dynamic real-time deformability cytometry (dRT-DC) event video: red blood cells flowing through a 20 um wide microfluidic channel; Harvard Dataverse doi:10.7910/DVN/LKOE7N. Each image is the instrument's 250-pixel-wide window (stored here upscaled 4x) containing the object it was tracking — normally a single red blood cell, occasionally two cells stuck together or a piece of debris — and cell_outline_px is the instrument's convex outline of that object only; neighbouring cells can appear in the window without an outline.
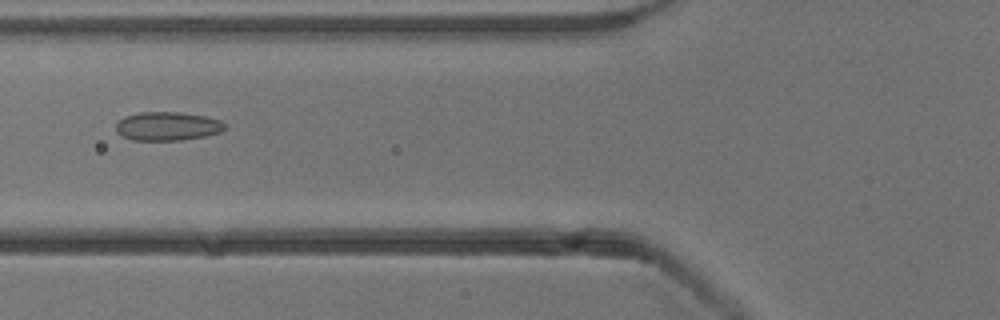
{"species": "common noctule bat (a hibernating species)", "species_latin": "Nyctalus noctula", "temperature_condition": "cold", "stored_images_in_passage": 54, "camera_frame_rate_fps": 3000, "um_per_image_px": 0.085, "animal": {"sex": "male", "body_mass_g": 13.3}, "frame": {"image": 1, "passage_image": 21, "time_ms": 6.667, "image_size_px": [1000, 320], "cell_outline_px": [[228, 128], [220, 132], [204, 136], [180, 140], [132, 140], [116, 132], [116, 124], [124, 116], [140, 112], [176, 112], [204, 116], [220, 120]], "centroid_in_image_um": [14.23, 10.72], "position_along_channel_um": 111.6, "area_um2": 18.09}}
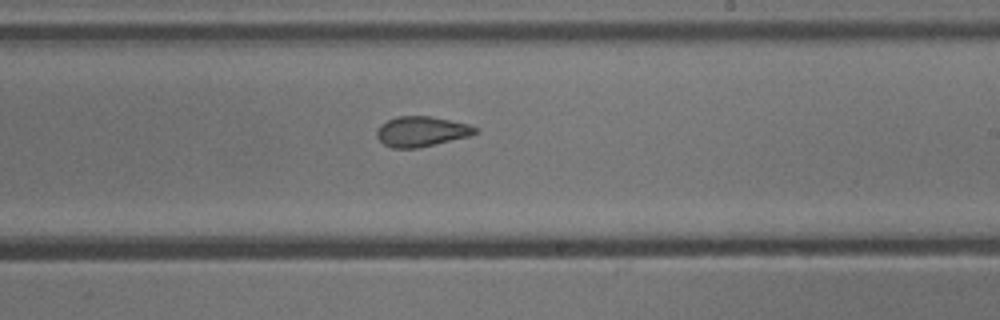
{"frame": {"image": 2, "passage_image": 32, "time_ms": 10.333, "image_size_px": [1000, 320], "cell_outline_px": [[480, 132], [468, 136], [416, 148], [392, 148], [384, 144], [376, 136], [376, 132], [380, 124], [396, 116], [432, 116], [468, 124], [480, 128]], "centroid_in_image_um": [35.83, 11.16], "position_along_channel_um": 253.2, "area_um2": 17.28}}
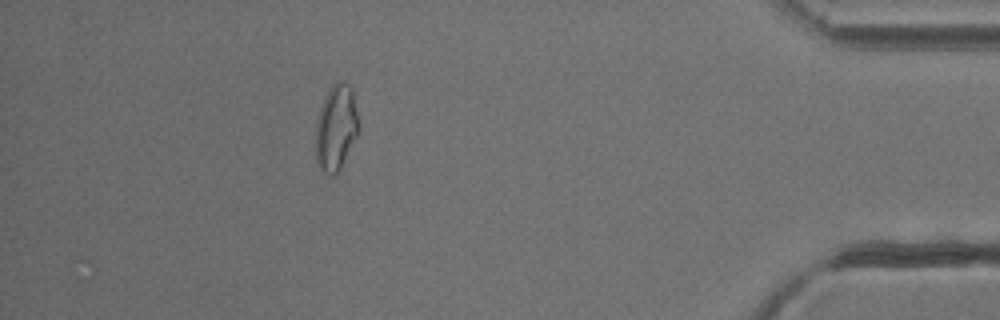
{"frame": {"image": 3, "passage_image": 48, "time_ms": 15.667, "image_size_px": [1000, 320], "cell_outline_px": [[360, 124], [356, 136], [340, 172], [336, 176], [328, 176], [320, 172], [316, 164], [316, 120], [320, 108], [328, 88], [332, 84], [340, 80], [348, 84], [352, 88]], "centroid_in_image_um": [28.55, 10.91], "position_along_channel_um": 406.6, "area_um2": 22.14}, "authors_computed_cell_mechanics": {"area_um2": 19.2185, "velocity_mm_per_s": 3.8627, "shape_relaxation_time_tau1_ms": null, "shape_relaxation_time_tau2_ms": 1.6814, "deformation_change_tau1": null, "deformation_change_tau2": 0.0874}}